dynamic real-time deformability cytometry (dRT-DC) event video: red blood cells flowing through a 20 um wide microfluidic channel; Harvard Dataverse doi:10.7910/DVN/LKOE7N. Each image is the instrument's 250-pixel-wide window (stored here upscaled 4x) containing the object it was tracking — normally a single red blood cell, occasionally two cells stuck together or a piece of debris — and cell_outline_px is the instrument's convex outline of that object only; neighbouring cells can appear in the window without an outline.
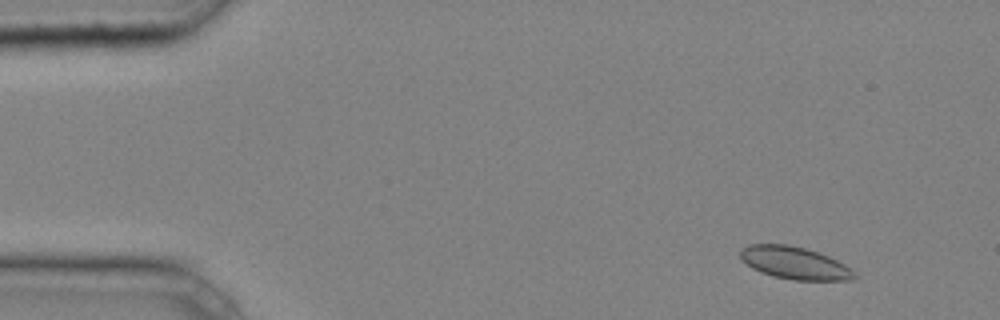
{"species": "common noctule bat (a hibernating species)", "species_latin": "Nyctalus noctula", "temperature_condition": "cold", "stored_images_in_passage": 7, "camera_frame_rate_fps": 3000, "um_per_image_px": 0.085, "animal": {"sex": "male", "body_mass_g": 20.4}, "frame": {"image": 1, "passage_image": 1, "time_ms": 0.0, "image_size_px": [1000, 320], "cell_outline_px": [[856, 276], [852, 280], [792, 280], [772, 276], [760, 272], [752, 268], [740, 256], [740, 248], [748, 244], [788, 244], [804, 248], [828, 256], [852, 268], [856, 272]], "centroid_in_image_um": [67.54, 22.35], "position_along_channel_um": 17.5, "area_um2": 21.56}}